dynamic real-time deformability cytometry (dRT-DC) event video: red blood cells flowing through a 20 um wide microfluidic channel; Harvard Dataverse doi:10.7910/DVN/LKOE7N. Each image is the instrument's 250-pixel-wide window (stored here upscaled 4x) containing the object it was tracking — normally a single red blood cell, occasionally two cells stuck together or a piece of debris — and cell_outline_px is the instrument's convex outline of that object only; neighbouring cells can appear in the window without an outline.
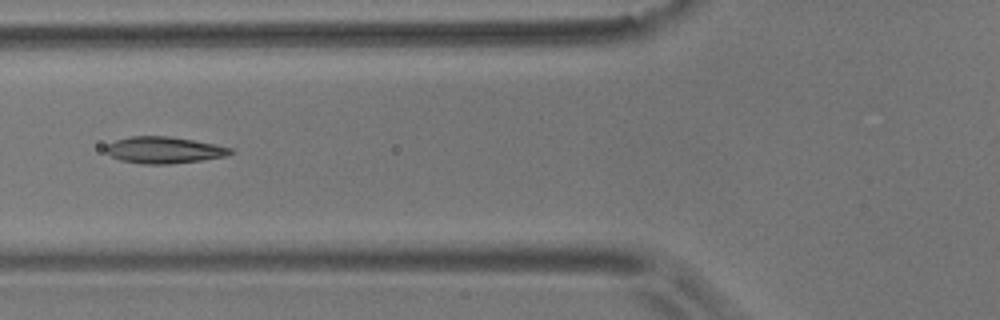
{"species": "common noctule bat (a hibernating species)", "species_latin": "Nyctalus noctula", "temperature_condition": "room temperature", "stored_images_in_passage": 11, "camera_frame_rate_fps": 3000, "um_per_image_px": 0.085, "animal": {"sex": "male", "body_mass_g": 17.9}, "frame": {"image": 1, "passage_image": 4, "time_ms": 4.667, "image_size_px": [1000, 320], "cell_outline_px": [[236, 152], [224, 156], [200, 160], [168, 164], [144, 164], [120, 160], [104, 152], [104, 148], [108, 144], [116, 140], [132, 136], [168, 136], [216, 144], [232, 148]], "centroid_in_image_um": [13.93, 12.75], "position_along_channel_um": 111.9, "area_um2": 19.25}}
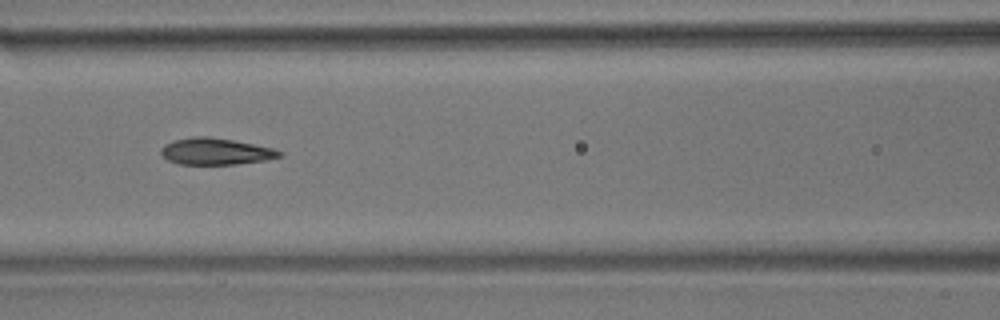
{"frame": {"image": 2, "passage_image": 5, "time_ms": 5.667, "image_size_px": [1000, 320], "cell_outline_px": [[284, 156], [264, 160], [236, 164], [176, 164], [168, 160], [160, 152], [160, 148], [164, 144], [176, 140], [192, 136], [208, 136], [232, 140], [272, 148], [284, 152]], "centroid_in_image_um": [18.32, 12.87], "position_along_channel_um": 148.3, "area_um2": 18.32}}
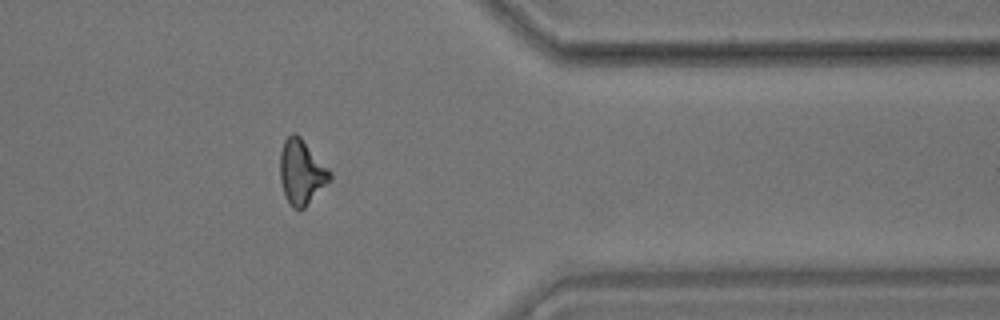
{"frame": {"image": 3, "passage_image": 11, "time_ms": 12.667, "image_size_px": [1000, 320], "cell_outline_px": [[332, 180], [300, 212], [292, 208], [284, 196], [280, 180], [280, 152], [284, 140], [292, 132], [296, 132], [300, 136], [332, 172]], "centroid_in_image_um": [25.63, 14.65], "position_along_channel_um": 385.8, "area_um2": 19.19}, "authors_computed_cell_mechanics": {"area_um2": 18.785, "velocity_mm_per_s": 3.5929, "shape_relaxation_time_tau1_ms": 10.5101, "shape_relaxation_time_tau2_ms": null, "deformation_change_tau1": 0.2007, "deformation_change_tau2": null}}